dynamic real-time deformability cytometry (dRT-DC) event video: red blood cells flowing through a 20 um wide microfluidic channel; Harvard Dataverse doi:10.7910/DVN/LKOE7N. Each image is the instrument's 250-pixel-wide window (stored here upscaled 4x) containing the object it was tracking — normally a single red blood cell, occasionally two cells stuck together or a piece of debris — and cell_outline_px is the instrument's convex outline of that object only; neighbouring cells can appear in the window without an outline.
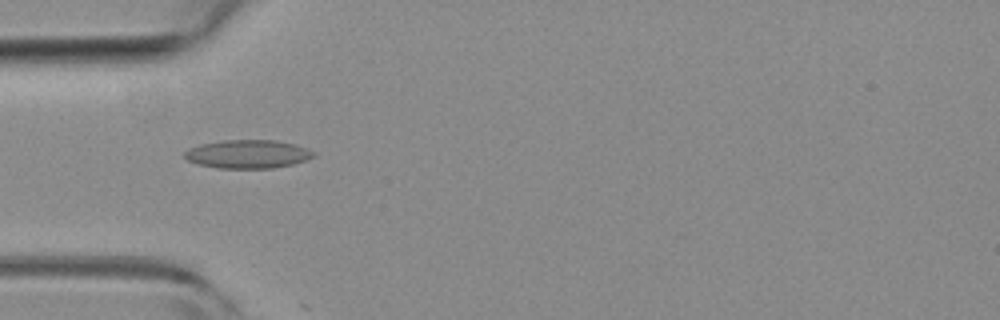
{"species": "common noctule bat (a hibernating species)", "species_latin": "Nyctalus noctula", "temperature_condition": "room temperature", "stored_images_in_passage": 7, "camera_frame_rate_fps": 3000, "um_per_image_px": 0.085, "animal": {"sex": "female", "body_mass_g": 19.3, "forearm_length_mm": 54.1}, "frame": {"image": 1, "passage_image": 5, "time_ms": 1.333, "image_size_px": [1000, 320], "cell_outline_px": [[316, 156], [292, 164], [272, 168], [216, 168], [196, 164], [188, 160], [184, 156], [184, 152], [188, 148], [200, 144], [224, 140], [276, 140], [296, 144], [308, 148], [316, 152]], "centroid_in_image_um": [21.06, 13.09], "position_along_channel_um": 63.9, "area_um2": 21.56}}
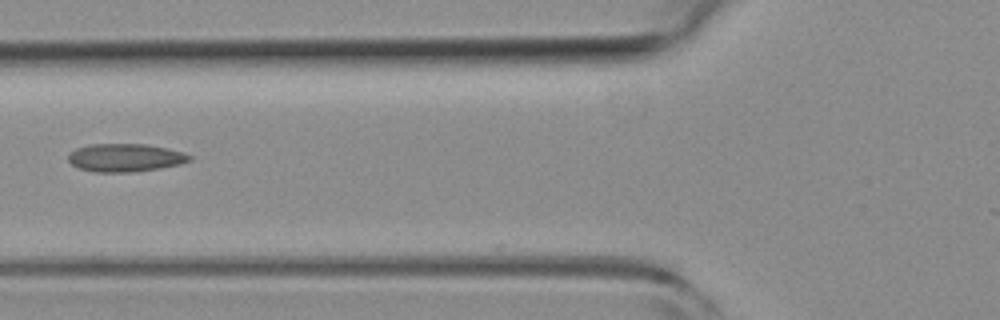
{"frame": {"image": 2, "passage_image": 6, "time_ms": 1.667, "image_size_px": [1000, 320], "cell_outline_px": [[192, 160], [180, 164], [160, 168], [136, 172], [96, 172], [80, 168], [72, 164], [68, 160], [68, 156], [76, 148], [88, 144], [144, 144], [168, 148], [184, 152], [192, 156]], "centroid_in_image_um": [10.68, 13.4], "position_along_channel_um": 115.1, "area_um2": 19.88}}
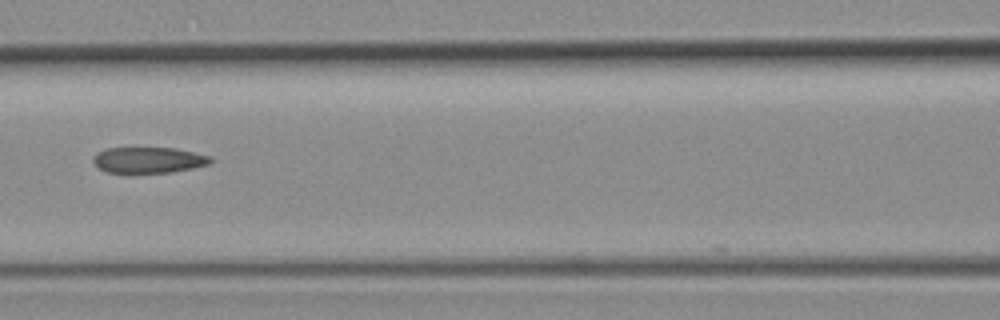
{"frame": {"image": 3, "passage_image": 7, "time_ms": 2.0, "image_size_px": [1000, 320], "cell_outline_px": [[212, 164], [172, 172], [108, 172], [100, 168], [92, 160], [92, 156], [96, 152], [108, 148], [176, 148], [212, 156]], "centroid_in_image_um": [12.67, 13.59], "position_along_channel_um": 153.9, "area_um2": 17.69}}